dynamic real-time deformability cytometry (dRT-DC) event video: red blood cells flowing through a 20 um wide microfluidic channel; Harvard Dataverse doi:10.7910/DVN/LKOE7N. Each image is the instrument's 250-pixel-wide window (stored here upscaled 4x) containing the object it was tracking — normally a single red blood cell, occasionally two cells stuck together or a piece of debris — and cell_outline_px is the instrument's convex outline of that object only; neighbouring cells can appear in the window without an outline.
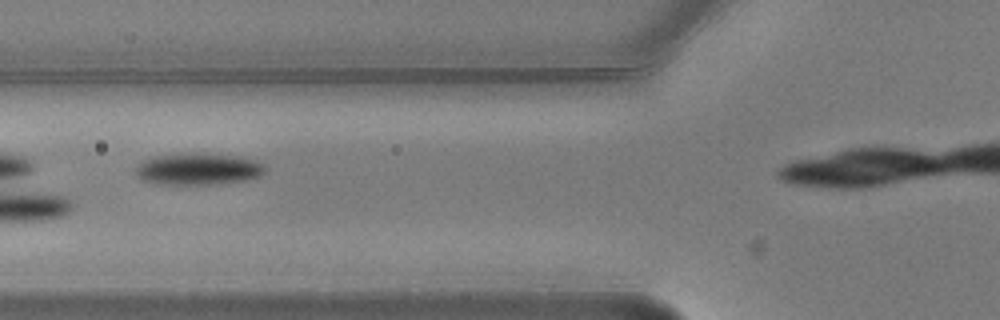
{"species": "common noctule bat (a hibernating species)", "species_latin": "Nyctalus noctula", "temperature_condition": "warm", "stored_images_in_passage": 8, "camera_frame_rate_fps": 3000, "um_per_image_px": 0.085, "animal": {"sex": "male", "body_mass_g": 20.5, "forearm_length_mm": 52.5}, "frame": {"image": 1, "passage_image": 6, "time_ms": 1.667, "image_size_px": [1000, 320], "cell_outline_px": [[264, 172], [260, 176], [244, 180], [212, 184], [156, 184], [144, 180], [136, 172], [136, 168], [144, 160], [156, 156], [196, 152], [240, 156], [256, 160], [264, 164]], "centroid_in_image_um": [16.89, 14.35], "position_along_channel_um": 108.9, "area_um2": 23.81}}